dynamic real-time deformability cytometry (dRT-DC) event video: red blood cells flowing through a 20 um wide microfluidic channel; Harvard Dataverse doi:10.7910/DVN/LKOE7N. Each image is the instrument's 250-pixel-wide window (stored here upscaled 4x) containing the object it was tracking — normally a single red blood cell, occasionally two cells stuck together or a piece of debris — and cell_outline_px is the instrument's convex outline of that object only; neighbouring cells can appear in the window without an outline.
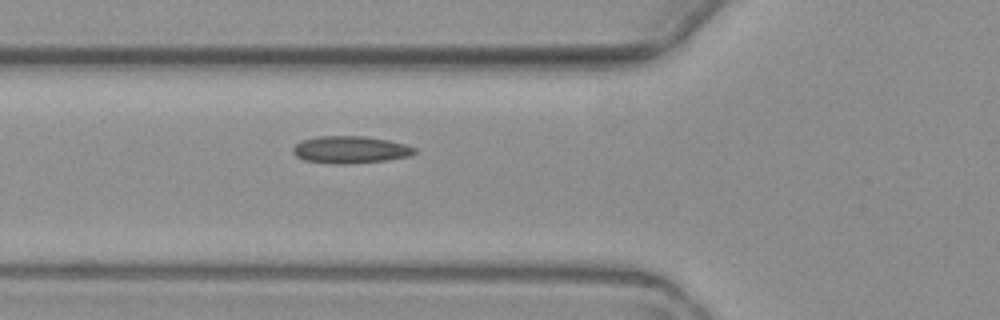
{"species": "common noctule bat (a hibernating species)", "species_latin": "Nyctalus noctula", "temperature_condition": "warm", "stored_images_in_passage": 5, "camera_frame_rate_fps": 3000, "um_per_image_px": 0.085, "animal": {"sex": "female", "body_mass_g": 19.3, "forearm_length_mm": 54.1}, "frame": {"image": 1, "passage_image": 5, "time_ms": 5.667, "image_size_px": [1000, 320], "cell_outline_px": [[416, 152], [412, 156], [388, 160], [348, 164], [336, 164], [304, 160], [296, 156], [292, 152], [292, 148], [300, 140], [320, 136], [364, 136], [388, 140], [404, 144], [416, 148]], "centroid_in_image_um": [29.78, 12.73], "position_along_channel_um": 96.0, "area_um2": 19.42}}